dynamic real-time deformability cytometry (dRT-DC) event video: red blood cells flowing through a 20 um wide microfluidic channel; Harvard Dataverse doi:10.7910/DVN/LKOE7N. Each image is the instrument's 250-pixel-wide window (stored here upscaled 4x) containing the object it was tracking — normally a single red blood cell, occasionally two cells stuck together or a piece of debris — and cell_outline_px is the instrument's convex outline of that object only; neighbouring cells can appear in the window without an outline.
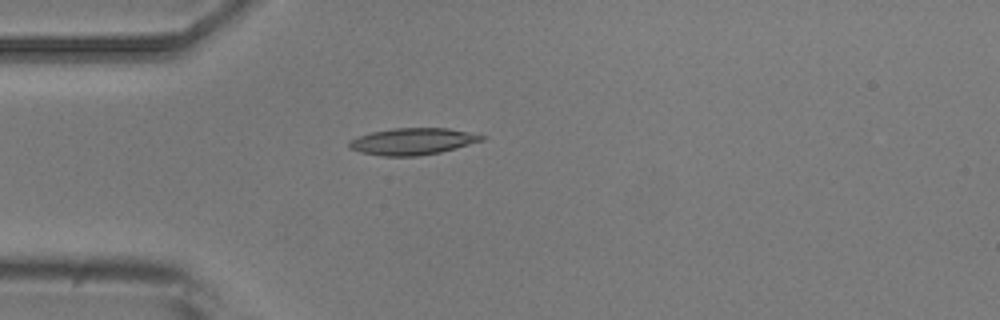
{"species": "common noctule bat (a hibernating species)", "species_latin": "Nyctalus noctula", "temperature_condition": "room temperature", "stored_images_in_passage": 3, "camera_frame_rate_fps": 3000, "um_per_image_px": 0.085, "animal": {"sex": "male", "body_mass_g": 20.5, "forearm_length_mm": 52.5}, "frame": {"image": 1, "passage_image": 3, "time_ms": 3.0, "image_size_px": [1000, 320], "cell_outline_px": [[488, 136], [484, 140], [456, 148], [440, 152], [416, 156], [384, 156], [360, 152], [348, 148], [348, 140], [372, 132], [392, 128], [448, 128]], "centroid_in_image_um": [35.07, 12.02], "position_along_channel_um": 49.9, "area_um2": 20.63}}